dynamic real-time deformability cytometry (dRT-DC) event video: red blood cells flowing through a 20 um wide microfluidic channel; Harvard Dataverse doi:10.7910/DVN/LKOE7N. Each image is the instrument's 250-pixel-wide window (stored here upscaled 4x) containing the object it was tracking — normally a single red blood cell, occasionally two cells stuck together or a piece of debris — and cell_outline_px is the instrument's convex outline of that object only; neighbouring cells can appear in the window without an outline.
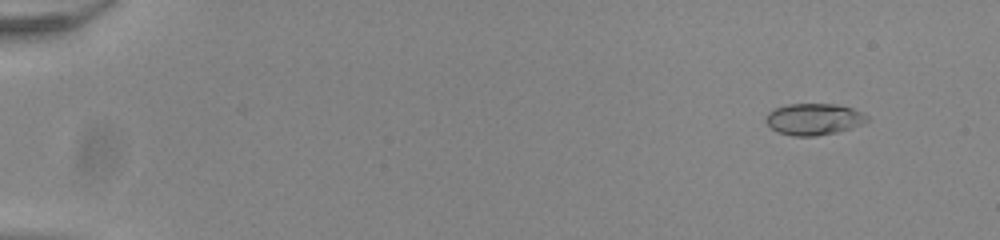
{"species": "common noctule bat (a hibernating species)", "species_latin": "Nyctalus noctula", "temperature_condition": "room temperature", "stored_images_in_passage": 50, "camera_frame_rate_fps": 3000, "um_per_image_px": 0.085, "animal": {"sex": "male", "body_mass_g": 20.0, "forearm_length_mm": 53.3}, "frame": {"image": 1, "passage_image": 1, "time_ms": 0.0, "image_size_px": [1000, 240], "cell_outline_px": [[868, 120], [852, 128], [836, 132], [816, 136], [792, 136], [776, 132], [764, 120], [764, 116], [768, 112], [776, 108], [788, 104], [836, 104], [852, 108], [864, 112], [868, 116]], "centroid_in_image_um": [69.16, 10.13], "position_along_channel_um": 15.8, "area_um2": 18.73}}
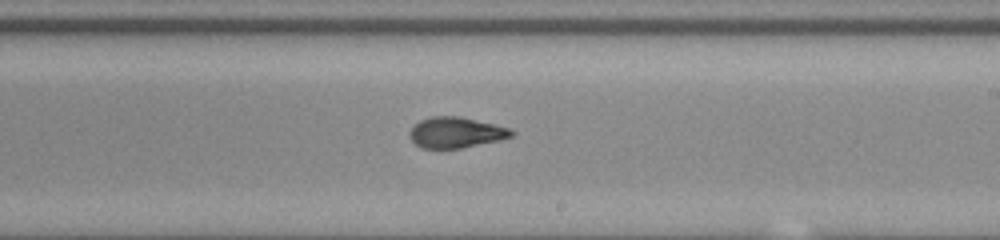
{"frame": {"image": 2, "passage_image": 30, "time_ms": 9.667, "image_size_px": [1000, 240], "cell_outline_px": [[516, 136], [500, 140], [460, 148], [420, 148], [412, 140], [408, 132], [420, 120], [432, 116], [460, 116], [508, 128], [516, 132]], "centroid_in_image_um": [38.77, 11.26], "position_along_channel_um": 250.2, "area_um2": 18.15}}
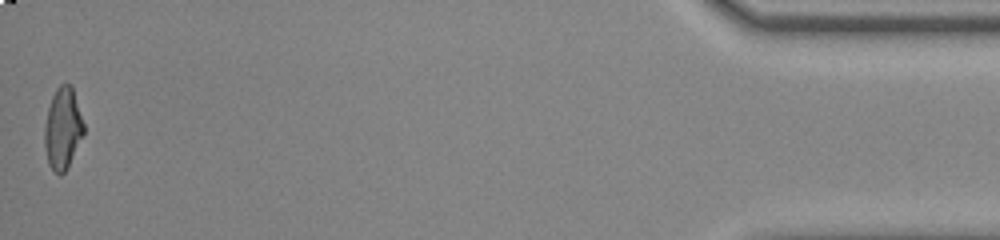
{"frame": {"image": 3, "passage_image": 50, "time_ms": 16.333, "image_size_px": [1000, 240], "cell_outline_px": [[84, 132], [68, 168], [60, 176], [48, 164], [44, 144], [44, 128], [48, 108], [52, 96], [56, 88], [60, 84], [72, 84], [84, 124]], "centroid_in_image_um": [5.33, 10.91], "position_along_channel_um": 429.9, "area_um2": 18.67}, "authors_computed_cell_mechanics": {"area_um2": 18.5249, "velocity_mm_per_s": 3.92, "shape_relaxation_time_tau1_ms": 8.1761, "shape_relaxation_time_tau2_ms": 1.2118, "deformation_change_tau1": 0.2721, "deformation_change_tau2": 0.0767}}